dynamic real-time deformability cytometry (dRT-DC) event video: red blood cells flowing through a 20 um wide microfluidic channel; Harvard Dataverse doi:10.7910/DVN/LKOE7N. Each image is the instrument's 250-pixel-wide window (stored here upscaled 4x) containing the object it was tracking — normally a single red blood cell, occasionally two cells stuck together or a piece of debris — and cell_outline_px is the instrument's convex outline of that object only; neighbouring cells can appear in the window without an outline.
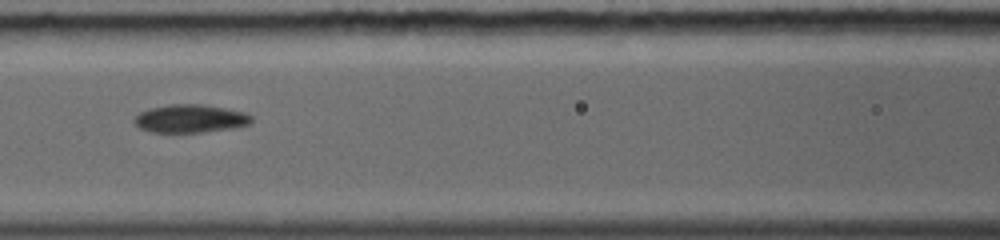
{"species": "common noctule bat (a hibernating species)", "species_latin": "Nyctalus noctula", "temperature_condition": "warm", "stored_images_in_passage": 17, "camera_frame_rate_fps": 5000, "um_per_image_px": 0.085, "animal": {"sex": "female", "body_mass_g": 19.0, "forearm_length_mm": 56.7}, "frame": {"image": 1, "passage_image": 8, "time_ms": 2.0, "image_size_px": [1000, 240], "cell_outline_px": [[252, 120], [248, 124], [236, 128], [200, 132], [152, 132], [140, 128], [132, 120], [140, 112], [152, 108], [172, 104], [200, 104], [224, 108], [244, 112], [252, 116]], "centroid_in_image_um": [16.18, 10.08], "position_along_channel_um": 150.4, "area_um2": 19.02}}